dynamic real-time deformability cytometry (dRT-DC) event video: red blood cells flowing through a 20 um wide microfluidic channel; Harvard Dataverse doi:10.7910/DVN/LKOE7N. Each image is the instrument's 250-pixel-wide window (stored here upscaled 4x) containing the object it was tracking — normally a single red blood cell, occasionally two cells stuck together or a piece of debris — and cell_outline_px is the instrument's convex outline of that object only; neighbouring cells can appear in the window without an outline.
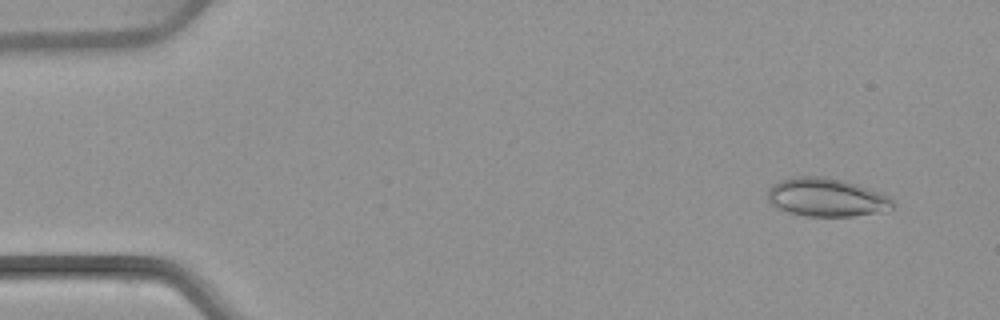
{"species": "common noctule bat (a hibernating species)", "species_latin": "Nyctalus noctula", "temperature_condition": "warm", "stored_images_in_passage": 3, "camera_frame_rate_fps": 3000, "um_per_image_px": 0.085, "animal": {"sex": "female", "body_mass_g": 22.7, "forearm_length_mm": 54.2}, "frame": {"image": 1, "passage_image": 1, "time_ms": 0.0, "image_size_px": [1000, 320], "cell_outline_px": [[896, 204], [892, 208], [876, 212], [852, 216], [808, 216], [788, 212], [772, 204], [768, 200], [768, 188], [772, 184], [796, 176], [824, 176], [844, 180], [856, 184], [888, 196], [896, 200]], "centroid_in_image_um": [70.25, 16.77], "position_along_channel_um": 14.7, "area_um2": 27.74}}